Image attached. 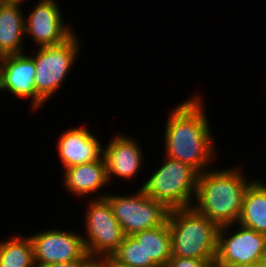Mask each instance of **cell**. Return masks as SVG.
Here are the masks:
<instances>
[{
	"instance_id": "1",
	"label": "cell",
	"mask_w": 266,
	"mask_h": 267,
	"mask_svg": "<svg viewBox=\"0 0 266 267\" xmlns=\"http://www.w3.org/2000/svg\"><path fill=\"white\" fill-rule=\"evenodd\" d=\"M195 91L167 112L165 130L161 133L164 134L162 151L165 156L202 173L217 164L220 151L212 136L214 131L207 115L206 97Z\"/></svg>"
},
{
	"instance_id": "2",
	"label": "cell",
	"mask_w": 266,
	"mask_h": 267,
	"mask_svg": "<svg viewBox=\"0 0 266 267\" xmlns=\"http://www.w3.org/2000/svg\"><path fill=\"white\" fill-rule=\"evenodd\" d=\"M242 165L227 169L214 166L199 173L193 207L219 226L238 222L245 191L257 178L248 177Z\"/></svg>"
},
{
	"instance_id": "3",
	"label": "cell",
	"mask_w": 266,
	"mask_h": 267,
	"mask_svg": "<svg viewBox=\"0 0 266 267\" xmlns=\"http://www.w3.org/2000/svg\"><path fill=\"white\" fill-rule=\"evenodd\" d=\"M172 256L216 259L220 226L207 219L193 206L170 210Z\"/></svg>"
},
{
	"instance_id": "4",
	"label": "cell",
	"mask_w": 266,
	"mask_h": 267,
	"mask_svg": "<svg viewBox=\"0 0 266 267\" xmlns=\"http://www.w3.org/2000/svg\"><path fill=\"white\" fill-rule=\"evenodd\" d=\"M162 164L143 177L139 188L169 210L192 207L199 172L192 166L163 155Z\"/></svg>"
},
{
	"instance_id": "5",
	"label": "cell",
	"mask_w": 266,
	"mask_h": 267,
	"mask_svg": "<svg viewBox=\"0 0 266 267\" xmlns=\"http://www.w3.org/2000/svg\"><path fill=\"white\" fill-rule=\"evenodd\" d=\"M81 38L75 31L64 42L44 47H35L30 53L26 51L35 62V90L48 104L62 89L68 75L76 66L80 58L82 44ZM79 57V58H78ZM62 87V88H61ZM54 95V96H53Z\"/></svg>"
},
{
	"instance_id": "6",
	"label": "cell",
	"mask_w": 266,
	"mask_h": 267,
	"mask_svg": "<svg viewBox=\"0 0 266 267\" xmlns=\"http://www.w3.org/2000/svg\"><path fill=\"white\" fill-rule=\"evenodd\" d=\"M83 215L82 233L87 254L93 259L111 257L124 240L125 234L113 215L112 207L104 198L87 199Z\"/></svg>"
},
{
	"instance_id": "7",
	"label": "cell",
	"mask_w": 266,
	"mask_h": 267,
	"mask_svg": "<svg viewBox=\"0 0 266 267\" xmlns=\"http://www.w3.org/2000/svg\"><path fill=\"white\" fill-rule=\"evenodd\" d=\"M112 207L113 215L125 236L154 228L168 221L170 210L159 201L147 196L140 188L127 194L111 193L105 196Z\"/></svg>"
},
{
	"instance_id": "8",
	"label": "cell",
	"mask_w": 266,
	"mask_h": 267,
	"mask_svg": "<svg viewBox=\"0 0 266 267\" xmlns=\"http://www.w3.org/2000/svg\"><path fill=\"white\" fill-rule=\"evenodd\" d=\"M33 5L24 18L25 38L34 47L60 44L77 31L74 23L67 24L58 0H38Z\"/></svg>"
},
{
	"instance_id": "9",
	"label": "cell",
	"mask_w": 266,
	"mask_h": 267,
	"mask_svg": "<svg viewBox=\"0 0 266 267\" xmlns=\"http://www.w3.org/2000/svg\"><path fill=\"white\" fill-rule=\"evenodd\" d=\"M52 227L28 236L33 245L35 266L64 263L81 258H92L87 254L81 232L74 229Z\"/></svg>"
},
{
	"instance_id": "10",
	"label": "cell",
	"mask_w": 266,
	"mask_h": 267,
	"mask_svg": "<svg viewBox=\"0 0 266 267\" xmlns=\"http://www.w3.org/2000/svg\"><path fill=\"white\" fill-rule=\"evenodd\" d=\"M266 259V235L238 223L220 226L215 262L221 266Z\"/></svg>"
},
{
	"instance_id": "11",
	"label": "cell",
	"mask_w": 266,
	"mask_h": 267,
	"mask_svg": "<svg viewBox=\"0 0 266 267\" xmlns=\"http://www.w3.org/2000/svg\"><path fill=\"white\" fill-rule=\"evenodd\" d=\"M34 75L35 62L27 52L2 56L0 92L18 101L30 99L29 111L36 115L47 103L36 93Z\"/></svg>"
},
{
	"instance_id": "12",
	"label": "cell",
	"mask_w": 266,
	"mask_h": 267,
	"mask_svg": "<svg viewBox=\"0 0 266 267\" xmlns=\"http://www.w3.org/2000/svg\"><path fill=\"white\" fill-rule=\"evenodd\" d=\"M107 140V143H103V156L110 186L112 187L113 181L117 179L122 182L130 180L129 184L132 181L136 182V177L139 180L140 174H142L140 172L144 173L142 169L146 165L145 154L141 147L143 144L137 138L120 131L114 132L112 137Z\"/></svg>"
},
{
	"instance_id": "13",
	"label": "cell",
	"mask_w": 266,
	"mask_h": 267,
	"mask_svg": "<svg viewBox=\"0 0 266 267\" xmlns=\"http://www.w3.org/2000/svg\"><path fill=\"white\" fill-rule=\"evenodd\" d=\"M86 126H74L63 130L57 138L56 154L60 169L99 160L103 156V143L97 133Z\"/></svg>"
},
{
	"instance_id": "14",
	"label": "cell",
	"mask_w": 266,
	"mask_h": 267,
	"mask_svg": "<svg viewBox=\"0 0 266 267\" xmlns=\"http://www.w3.org/2000/svg\"><path fill=\"white\" fill-rule=\"evenodd\" d=\"M62 172L61 185L64 190L80 201L104 198L108 194L104 191L110 185L104 156L99 160L63 169Z\"/></svg>"
},
{
	"instance_id": "15",
	"label": "cell",
	"mask_w": 266,
	"mask_h": 267,
	"mask_svg": "<svg viewBox=\"0 0 266 267\" xmlns=\"http://www.w3.org/2000/svg\"><path fill=\"white\" fill-rule=\"evenodd\" d=\"M24 3L0 2V54L26 52ZM23 6V7H22Z\"/></svg>"
},
{
	"instance_id": "16",
	"label": "cell",
	"mask_w": 266,
	"mask_h": 267,
	"mask_svg": "<svg viewBox=\"0 0 266 267\" xmlns=\"http://www.w3.org/2000/svg\"><path fill=\"white\" fill-rule=\"evenodd\" d=\"M132 236L143 248L145 267H165L172 257L168 221L163 225L137 232Z\"/></svg>"
},
{
	"instance_id": "17",
	"label": "cell",
	"mask_w": 266,
	"mask_h": 267,
	"mask_svg": "<svg viewBox=\"0 0 266 267\" xmlns=\"http://www.w3.org/2000/svg\"><path fill=\"white\" fill-rule=\"evenodd\" d=\"M255 180L243 197L242 212L238 220L241 226L266 235V182Z\"/></svg>"
},
{
	"instance_id": "18",
	"label": "cell",
	"mask_w": 266,
	"mask_h": 267,
	"mask_svg": "<svg viewBox=\"0 0 266 267\" xmlns=\"http://www.w3.org/2000/svg\"><path fill=\"white\" fill-rule=\"evenodd\" d=\"M33 245L30 237L20 233L0 239V267H34Z\"/></svg>"
},
{
	"instance_id": "19",
	"label": "cell",
	"mask_w": 266,
	"mask_h": 267,
	"mask_svg": "<svg viewBox=\"0 0 266 267\" xmlns=\"http://www.w3.org/2000/svg\"><path fill=\"white\" fill-rule=\"evenodd\" d=\"M111 258L128 267H145L143 248L133 236H125Z\"/></svg>"
},
{
	"instance_id": "20",
	"label": "cell",
	"mask_w": 266,
	"mask_h": 267,
	"mask_svg": "<svg viewBox=\"0 0 266 267\" xmlns=\"http://www.w3.org/2000/svg\"><path fill=\"white\" fill-rule=\"evenodd\" d=\"M215 260L216 259H194L172 256L165 267H207L210 263L215 262Z\"/></svg>"
},
{
	"instance_id": "21",
	"label": "cell",
	"mask_w": 266,
	"mask_h": 267,
	"mask_svg": "<svg viewBox=\"0 0 266 267\" xmlns=\"http://www.w3.org/2000/svg\"><path fill=\"white\" fill-rule=\"evenodd\" d=\"M92 259L93 258H81L80 260L64 263L47 264L40 267H85Z\"/></svg>"
},
{
	"instance_id": "22",
	"label": "cell",
	"mask_w": 266,
	"mask_h": 267,
	"mask_svg": "<svg viewBox=\"0 0 266 267\" xmlns=\"http://www.w3.org/2000/svg\"><path fill=\"white\" fill-rule=\"evenodd\" d=\"M85 267H109V258L92 259Z\"/></svg>"
},
{
	"instance_id": "23",
	"label": "cell",
	"mask_w": 266,
	"mask_h": 267,
	"mask_svg": "<svg viewBox=\"0 0 266 267\" xmlns=\"http://www.w3.org/2000/svg\"><path fill=\"white\" fill-rule=\"evenodd\" d=\"M222 267H254V263L232 264Z\"/></svg>"
},
{
	"instance_id": "24",
	"label": "cell",
	"mask_w": 266,
	"mask_h": 267,
	"mask_svg": "<svg viewBox=\"0 0 266 267\" xmlns=\"http://www.w3.org/2000/svg\"><path fill=\"white\" fill-rule=\"evenodd\" d=\"M109 267H128V266L118 264L111 257H109Z\"/></svg>"
},
{
	"instance_id": "25",
	"label": "cell",
	"mask_w": 266,
	"mask_h": 267,
	"mask_svg": "<svg viewBox=\"0 0 266 267\" xmlns=\"http://www.w3.org/2000/svg\"><path fill=\"white\" fill-rule=\"evenodd\" d=\"M254 267H266V259H265V260H262V261H259V262H256V263H254Z\"/></svg>"
},
{
	"instance_id": "26",
	"label": "cell",
	"mask_w": 266,
	"mask_h": 267,
	"mask_svg": "<svg viewBox=\"0 0 266 267\" xmlns=\"http://www.w3.org/2000/svg\"><path fill=\"white\" fill-rule=\"evenodd\" d=\"M0 2H21V3H24V2H30L28 0H0Z\"/></svg>"
},
{
	"instance_id": "27",
	"label": "cell",
	"mask_w": 266,
	"mask_h": 267,
	"mask_svg": "<svg viewBox=\"0 0 266 267\" xmlns=\"http://www.w3.org/2000/svg\"><path fill=\"white\" fill-rule=\"evenodd\" d=\"M207 267H222V266L217 264L216 262H213V263H210Z\"/></svg>"
},
{
	"instance_id": "28",
	"label": "cell",
	"mask_w": 266,
	"mask_h": 267,
	"mask_svg": "<svg viewBox=\"0 0 266 267\" xmlns=\"http://www.w3.org/2000/svg\"><path fill=\"white\" fill-rule=\"evenodd\" d=\"M1 62H2V55L0 54V66H1Z\"/></svg>"
}]
</instances>
